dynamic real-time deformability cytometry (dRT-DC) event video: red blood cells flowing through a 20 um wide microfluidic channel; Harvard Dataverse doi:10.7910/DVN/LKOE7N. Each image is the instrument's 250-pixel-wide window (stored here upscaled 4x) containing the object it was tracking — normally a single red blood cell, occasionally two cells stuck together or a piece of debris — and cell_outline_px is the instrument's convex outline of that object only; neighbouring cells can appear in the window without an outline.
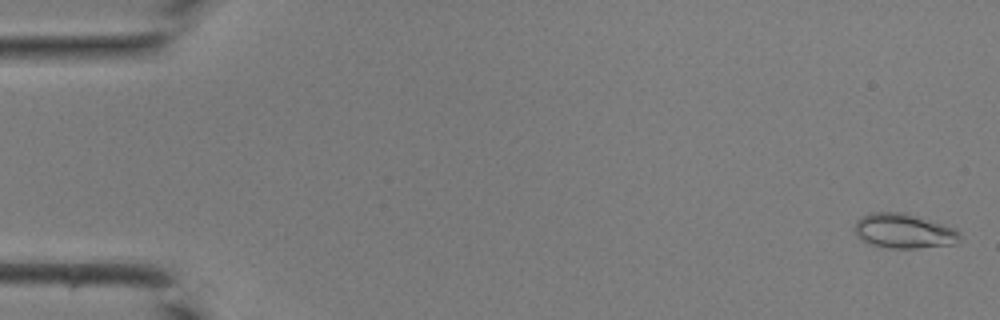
{"species": "common noctule bat (a hibernating species)", "species_latin": "Nyctalus noctula", "temperature_condition": "room temperature", "stored_images_in_passage": 42, "camera_frame_rate_fps": 3000, "um_per_image_px": 0.085, "animal": {"sex": "male", "body_mass_g": 19.0, "forearm_length_mm": 50.8}, "frame": {"image": 1, "passage_image": 1, "time_ms": 0.0, "image_size_px": [1000, 320], "cell_outline_px": [[960, 240], [956, 244], [916, 248], [888, 248], [872, 244], [860, 240], [856, 236], [852, 228], [856, 220], [860, 216], [868, 212], [904, 212], [956, 228], [960, 232]], "centroid_in_image_um": [76.78, 19.63], "position_along_channel_um": 8.2, "area_um2": 21.68}}
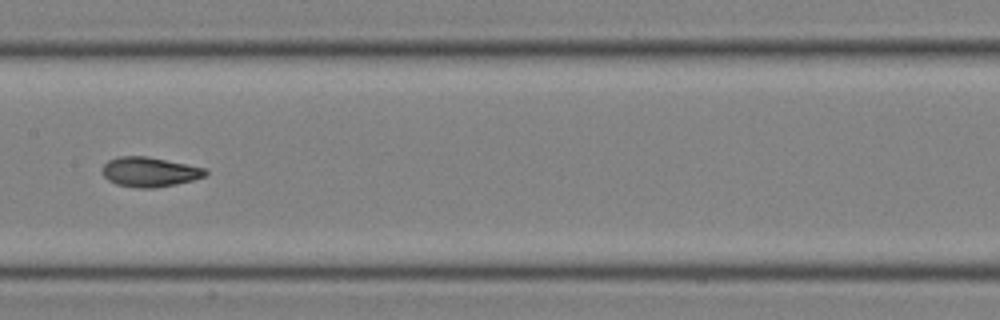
{"frame": {"image": 2, "passage_image": 22, "time_ms": 7.0, "image_size_px": [1000, 320], "cell_outline_px": [[208, 172], [204, 176], [192, 180], [176, 184], [156, 188], [136, 188], [116, 184], [108, 180], [104, 176], [100, 168], [108, 160], [120, 156], [144, 156], [204, 168]], "centroid_in_image_um": [12.65, 14.62], "position_along_channel_um": 194.8, "area_um2": 17.69}}
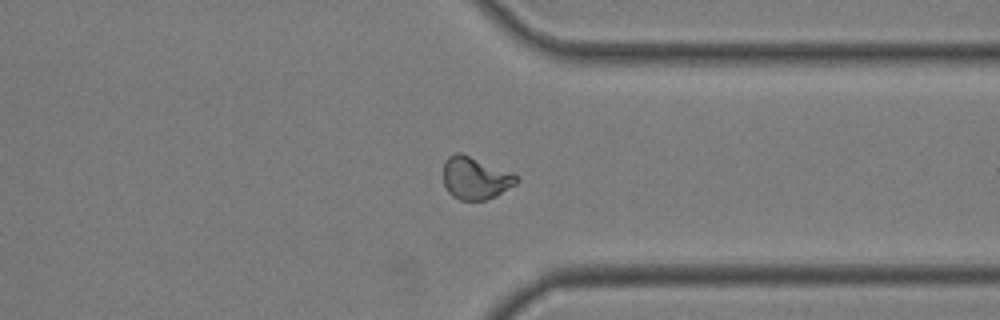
{"frame": {"image": 3, "passage_image": 33, "time_ms": 10.667, "image_size_px": [1000, 320], "cell_outline_px": [[520, 180], [516, 184], [496, 196], [484, 200], [460, 200], [452, 196], [448, 192], [444, 184], [444, 160], [448, 156], [456, 152], [460, 152], [512, 172]], "centroid_in_image_um": [40.4, 15.13], "position_along_channel_um": 371.0, "area_um2": 18.15}}